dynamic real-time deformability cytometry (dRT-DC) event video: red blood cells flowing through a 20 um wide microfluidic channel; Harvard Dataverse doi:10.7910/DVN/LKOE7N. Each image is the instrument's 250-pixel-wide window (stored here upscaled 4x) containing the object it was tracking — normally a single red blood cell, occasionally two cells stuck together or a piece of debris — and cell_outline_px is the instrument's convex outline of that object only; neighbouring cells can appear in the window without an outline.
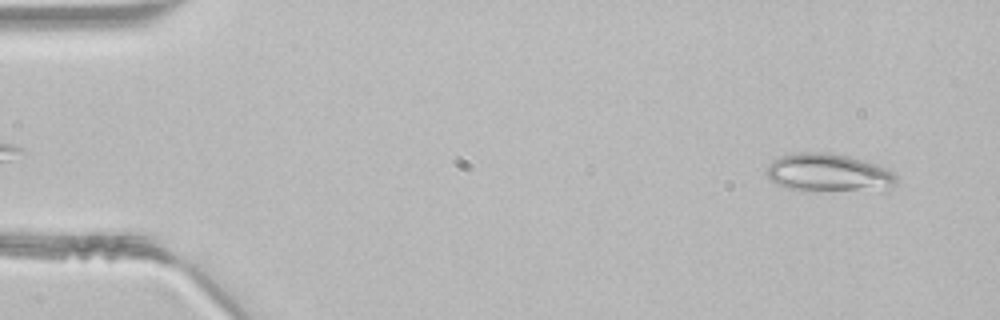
{"species": "common noctule bat (a hibernating species)", "species_latin": "Nyctalus noctula", "temperature_condition": "room temperature", "stored_images_in_passage": 46, "camera_frame_rate_fps": 3000, "um_per_image_px": 0.085, "animal": {"sex": "male", "body_mass_g": 21.5, "forearm_length_mm": 52.0}, "frame": {"image": 1, "passage_image": 3, "time_ms": 0.667, "image_size_px": [1000, 320], "cell_outline_px": [[896, 180], [888, 192], [884, 192], [788, 188], [776, 184], [768, 180], [764, 172], [768, 164], [772, 160], [780, 156], [800, 152], [828, 152], [848, 156], [864, 160], [888, 168], [896, 176]], "centroid_in_image_um": [70.45, 14.69], "position_along_channel_um": 14.5, "area_um2": 29.25}}
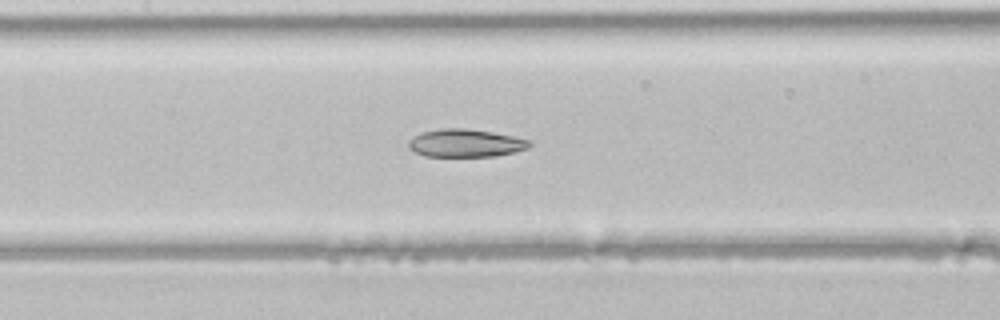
{"frame": {"image": 2, "passage_image": 21, "time_ms": 6.667, "image_size_px": [1000, 320], "cell_outline_px": [[532, 144], [528, 148], [496, 156], [424, 156], [408, 148], [408, 140], [412, 136], [420, 132], [440, 128], [464, 128], [492, 132], [512, 136], [528, 140]], "centroid_in_image_um": [39.51, 12.15], "position_along_channel_um": 167.9, "area_um2": 19.65}}
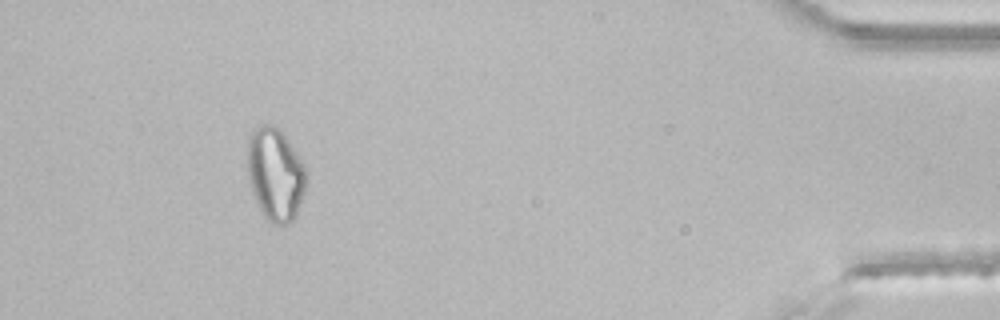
{"frame": {"image": 3, "passage_image": 42, "time_ms": 13.667, "image_size_px": [1000, 320], "cell_outline_px": [[308, 180], [296, 216], [288, 224], [272, 224], [264, 216], [256, 204], [252, 192], [248, 176], [248, 136], [252, 128], [256, 124], [268, 124], [276, 128], [288, 140], [304, 164]], "centroid_in_image_um": [23.39, 14.82], "position_along_channel_um": 411.8, "area_um2": 32.02}}